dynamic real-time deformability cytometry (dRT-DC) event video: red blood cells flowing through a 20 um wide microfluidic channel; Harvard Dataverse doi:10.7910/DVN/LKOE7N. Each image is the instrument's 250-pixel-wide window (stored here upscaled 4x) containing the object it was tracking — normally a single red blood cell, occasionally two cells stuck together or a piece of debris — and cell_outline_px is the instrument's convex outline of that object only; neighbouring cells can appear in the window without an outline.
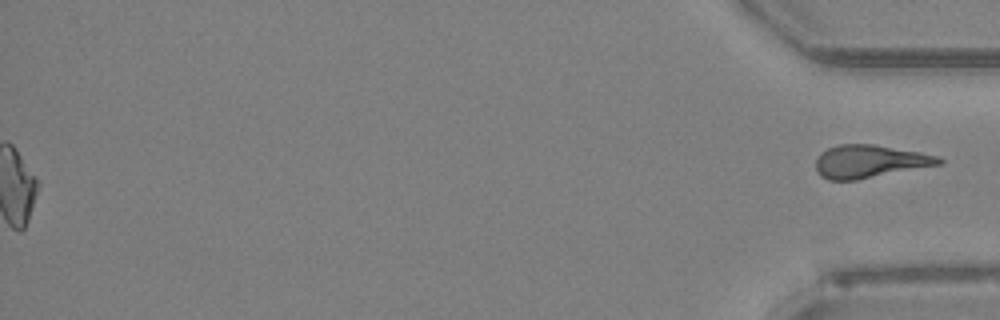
{"species": "Egyptian fruit bat (a non-hibernating species)", "species_latin": "Rousettus aegyptiacus", "temperature_condition": "room temperature", "stored_images_in_passage": 43, "segment_of_instrument_passage": [2, 2], "camera_frame_rate_fps": 3000, "um_per_image_px": 0.085, "animal": {"sex": "female"}, "frame": {"image": 1, "passage_image": 43, "time_ms": 14.0, "image_size_px": [1000, 320], "cell_outline_px": [[944, 164], [856, 180], [828, 180], [820, 176], [816, 172], [816, 160], [820, 152], [828, 148], [840, 144], [872, 144], [920, 152], [936, 156], [944, 160]], "centroid_in_image_um": [73.91, 13.73], "position_along_channel_um": 361.3, "area_um2": 23.7}}